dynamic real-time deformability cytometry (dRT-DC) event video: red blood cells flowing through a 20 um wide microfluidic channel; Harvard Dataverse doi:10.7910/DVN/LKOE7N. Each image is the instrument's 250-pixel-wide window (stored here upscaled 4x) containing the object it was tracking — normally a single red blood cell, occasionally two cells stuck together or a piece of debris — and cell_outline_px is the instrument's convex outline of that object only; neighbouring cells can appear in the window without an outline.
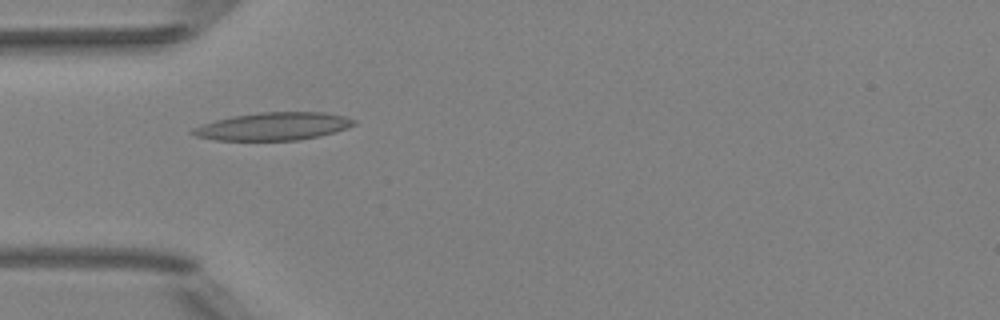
{"species": "Egyptian fruit bat (a non-hibernating species)", "species_latin": "Rousettus aegyptiacus", "temperature_condition": "room temperature", "stored_images_in_passage": 41, "camera_frame_rate_fps": 3000, "um_per_image_px": 0.085, "animal": {"sex": "female"}, "frame": {"image": 1, "passage_image": 6, "time_ms": 1.667, "image_size_px": [1000, 320], "cell_outline_px": [[356, 124], [320, 136], [296, 140], [216, 140], [196, 136], [188, 132], [192, 128], [216, 120], [232, 116], [260, 112], [324, 112], [344, 116], [356, 120]], "centroid_in_image_um": [23.21, 10.73], "position_along_channel_um": 61.8, "area_um2": 25.89}}
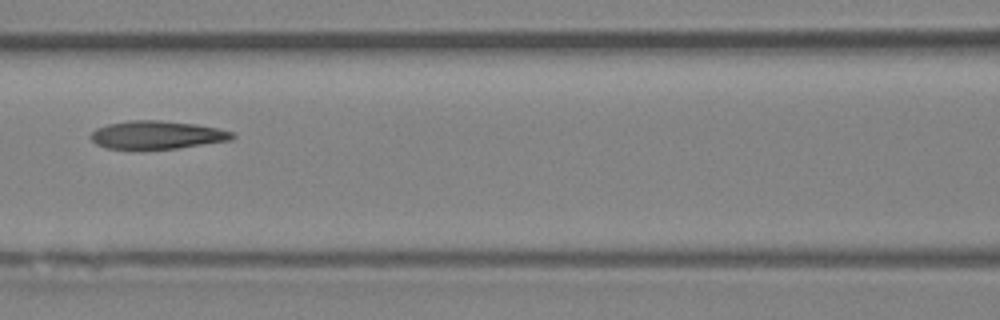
{"frame": {"image": 2, "passage_image": 13, "time_ms": 4.0, "image_size_px": [1000, 320], "cell_outline_px": [[236, 136], [232, 140], [176, 148], [108, 148], [96, 144], [88, 136], [96, 128], [108, 124], [128, 120], [160, 120], [196, 124], [216, 128], [232, 132]], "centroid_in_image_um": [13.33, 11.45], "position_along_channel_um": 153.3, "area_um2": 22.95}}
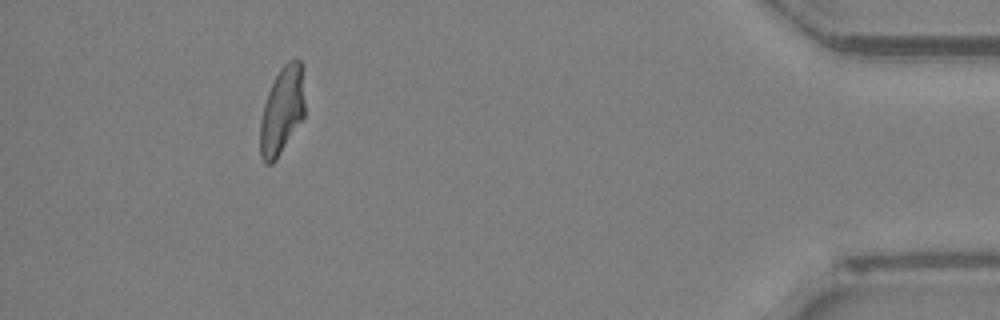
{"frame": {"image": 3, "passage_image": 37, "time_ms": 12.0, "image_size_px": [1000, 320], "cell_outline_px": [[304, 116], [276, 160], [272, 164], [264, 164], [260, 156], [260, 120], [264, 104], [268, 92], [280, 68], [288, 60], [296, 56], [304, 64]], "centroid_in_image_um": [23.99, 9.35], "position_along_channel_um": 411.2, "area_um2": 23.18}, "authors_computed_cell_mechanics": {"area_um2": 23.5824, "velocity_mm_per_s": 3.9956, "shape_relaxation_time_tau1_ms": null, "shape_relaxation_time_tau2_ms": 2.5808, "deformation_change_tau1": null, "deformation_change_tau2": 0.1036}}